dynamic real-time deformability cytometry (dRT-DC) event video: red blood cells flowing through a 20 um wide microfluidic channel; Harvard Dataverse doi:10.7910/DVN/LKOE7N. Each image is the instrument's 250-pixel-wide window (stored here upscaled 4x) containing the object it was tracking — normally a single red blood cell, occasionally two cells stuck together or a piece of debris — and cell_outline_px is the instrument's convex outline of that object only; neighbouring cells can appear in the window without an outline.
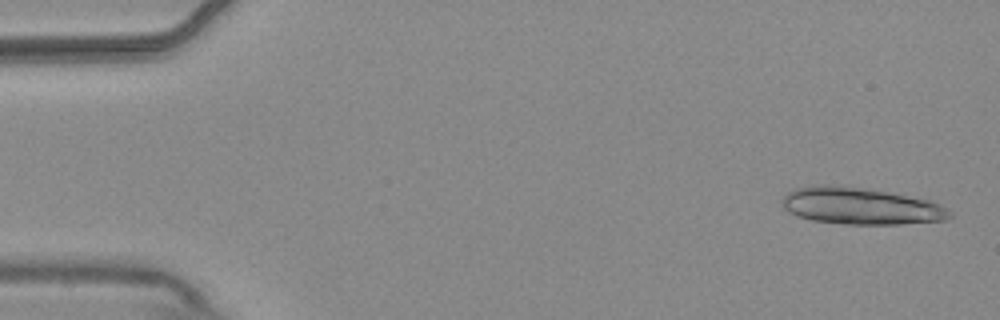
{"species": "common noctule bat (a hibernating species)", "species_latin": "Nyctalus noctula", "temperature_condition": "warm", "stored_images_in_passage": 55, "segment_of_instrument_passage": [1, 2], "camera_frame_rate_fps": 3000, "um_per_image_px": 0.085, "animal": {"sex": "male", "body_mass_g": 20.4}, "frame": {"image": 1, "passage_image": 2, "time_ms": 0.333, "image_size_px": [1000, 320], "cell_outline_px": [[952, 216], [944, 220], [900, 224], [844, 224], [812, 220], [796, 216], [788, 212], [784, 208], [780, 200], [788, 192], [796, 188], [812, 184], [832, 184], [888, 192], [928, 200], [948, 208], [952, 212]], "centroid_in_image_um": [73.1, 17.51], "position_along_channel_um": 11.9, "area_um2": 36.01}}